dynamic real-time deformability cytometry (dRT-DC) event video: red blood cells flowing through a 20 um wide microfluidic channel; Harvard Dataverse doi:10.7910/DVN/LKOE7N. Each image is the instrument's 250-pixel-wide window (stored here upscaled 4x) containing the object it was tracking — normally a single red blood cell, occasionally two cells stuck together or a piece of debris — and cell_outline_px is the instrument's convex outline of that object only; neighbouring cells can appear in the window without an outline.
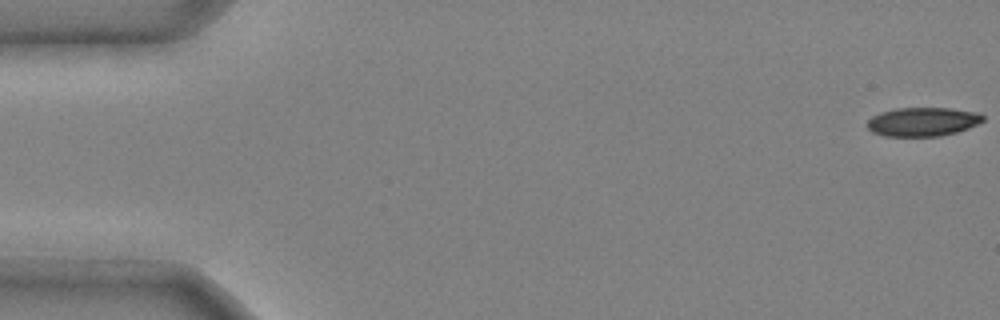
{"species": "common noctule bat (a hibernating species)", "species_latin": "Nyctalus noctula", "temperature_condition": "cold", "stored_images_in_passage": 46, "camera_frame_rate_fps": 3000, "um_per_image_px": 0.085, "animal": {"sex": "male", "body_mass_g": 20.4}, "frame": {"image": 1, "passage_image": 1, "time_ms": 0.0, "image_size_px": [1000, 320], "cell_outline_px": [[984, 120], [968, 128], [956, 132], [940, 136], [884, 136], [872, 132], [864, 124], [872, 116], [880, 112], [896, 108], [952, 108], [976, 112], [984, 116]], "centroid_in_image_um": [78.39, 10.34], "position_along_channel_um": 6.6, "area_um2": 19.54}}
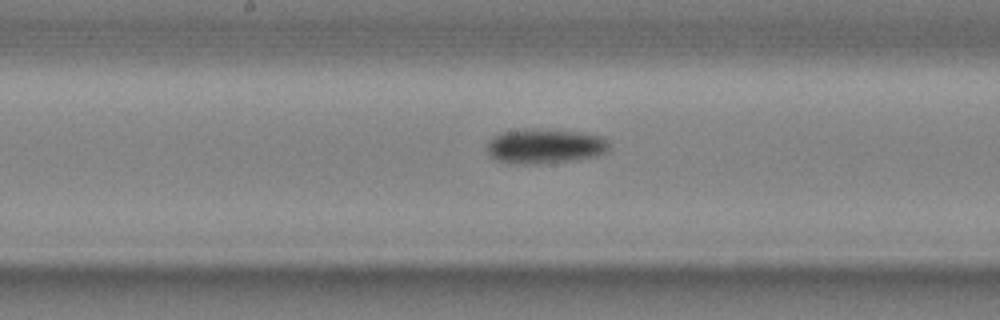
{"frame": {"image": 2, "passage_image": 26, "time_ms": 8.333, "image_size_px": [1000, 320], "cell_outline_px": [[608, 152], [596, 156], [576, 160], [536, 164], [508, 164], [496, 160], [488, 156], [488, 140], [492, 136], [500, 132], [572, 132], [604, 136], [608, 144]], "centroid_in_image_um": [46.3, 12.5], "position_along_channel_um": 201.9, "area_um2": 23.93}}
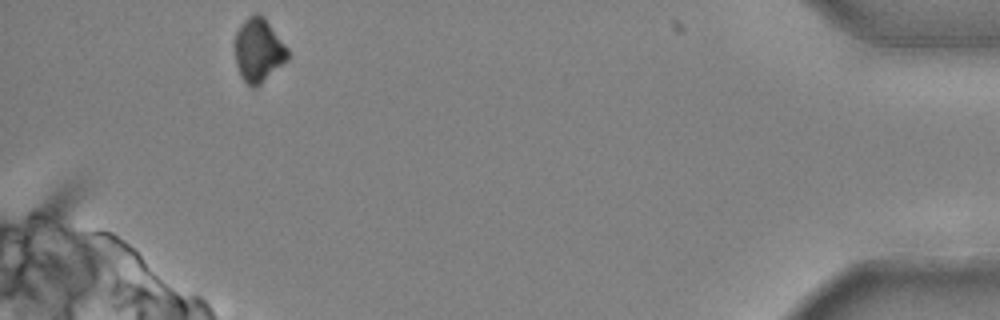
{"frame": {"image": 3, "passage_image": 46, "time_ms": 15.0, "image_size_px": [1000, 320], "cell_outline_px": [[288, 60], [256, 88], [252, 88], [240, 76], [236, 64], [236, 32], [240, 24], [252, 12], [256, 12], [264, 16], [288, 48]], "centroid_in_image_um": [21.98, 4.25], "position_along_channel_um": 413.2, "area_um2": 19.71}, "authors_computed_cell_mechanics": {"area_um2": 22.3108, "velocity_mm_per_s": 3.9993, "shape_relaxation_time_tau1_ms": 6.6864, "shape_relaxation_time_tau2_ms": null, "deformation_change_tau1": 0.1689, "deformation_change_tau2": null}}